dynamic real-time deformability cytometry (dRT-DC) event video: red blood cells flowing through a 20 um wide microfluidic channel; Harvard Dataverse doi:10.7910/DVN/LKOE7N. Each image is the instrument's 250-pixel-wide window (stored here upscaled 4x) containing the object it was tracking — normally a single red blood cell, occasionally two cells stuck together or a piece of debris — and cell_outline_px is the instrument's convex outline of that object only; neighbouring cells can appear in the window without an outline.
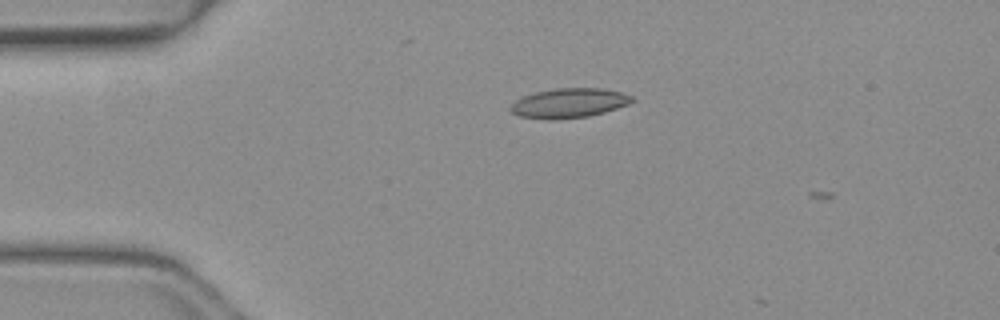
{"species": "common noctule bat (a hibernating species)", "species_latin": "Nyctalus noctula", "temperature_condition": "warm", "stored_images_in_passage": 2, "camera_frame_rate_fps": 3000, "um_per_image_px": 0.085, "animal": {"sex": "female", "body_mass_g": 19.3, "forearm_length_mm": 54.1}, "frame": {"image": 1, "passage_image": 1, "time_ms": 0.0, "image_size_px": [1000, 320], "cell_outline_px": [[636, 100], [628, 104], [604, 112], [588, 116], [556, 120], [552, 120], [520, 116], [512, 112], [508, 108], [516, 100], [524, 96], [536, 92], [556, 88], [604, 88], [620, 92], [632, 96]], "centroid_in_image_um": [48.38, 8.76], "position_along_channel_um": 36.6, "area_um2": 20.87}}